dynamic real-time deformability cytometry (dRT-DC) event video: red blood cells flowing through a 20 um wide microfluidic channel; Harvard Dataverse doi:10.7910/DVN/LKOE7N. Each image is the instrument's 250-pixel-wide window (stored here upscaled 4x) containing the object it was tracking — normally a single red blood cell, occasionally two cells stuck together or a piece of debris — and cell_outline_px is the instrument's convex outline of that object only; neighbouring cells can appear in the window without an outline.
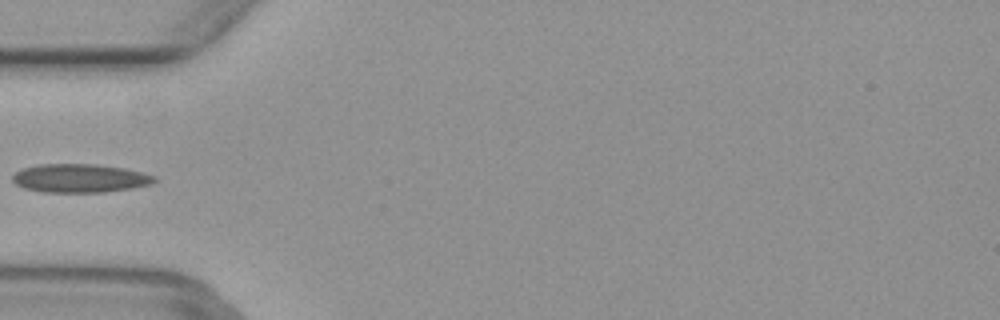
{"species": "common noctule bat (a hibernating species)", "species_latin": "Nyctalus noctula", "temperature_condition": "warm", "stored_images_in_passage": 5, "camera_frame_rate_fps": 3000, "um_per_image_px": 0.085, "animal": {"sex": "female", "body_mass_g": 29.2, "forearm_length_mm": 56.3}, "frame": {"image": 1, "passage_image": 5, "time_ms": 1.333, "image_size_px": [1000, 320], "cell_outline_px": [[156, 180], [152, 184], [132, 188], [104, 192], [44, 192], [24, 188], [16, 184], [12, 180], [12, 176], [16, 172], [24, 168], [40, 164], [96, 164], [124, 168], [156, 176]], "centroid_in_image_um": [6.8, 15.15], "position_along_channel_um": 78.2, "area_um2": 23.52}}